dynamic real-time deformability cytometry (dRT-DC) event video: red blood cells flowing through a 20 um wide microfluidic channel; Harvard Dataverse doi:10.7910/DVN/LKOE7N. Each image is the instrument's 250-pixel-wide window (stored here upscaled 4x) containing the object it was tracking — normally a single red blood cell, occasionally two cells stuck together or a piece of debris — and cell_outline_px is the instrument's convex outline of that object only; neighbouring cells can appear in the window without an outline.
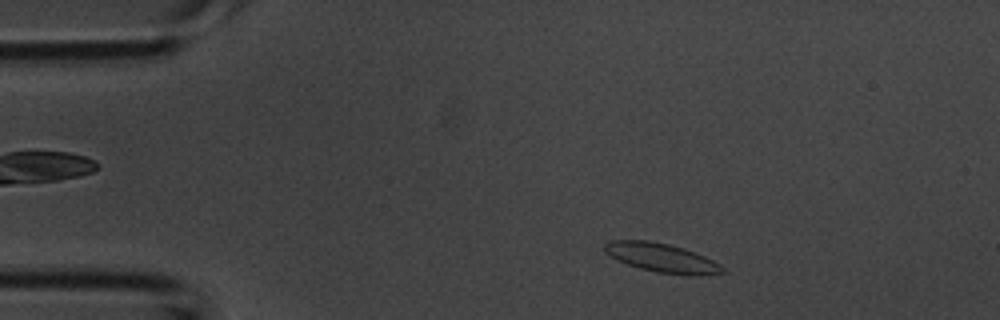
{"species": "common noctule bat (a hibernating species)", "species_latin": "Nyctalus noctula", "temperature_condition": "room temperature", "stored_images_in_passage": 40, "camera_frame_rate_fps": 3000, "um_per_image_px": 0.085, "animal": {"sex": "male", "body_mass_g": 20.1, "forearm_length_mm": 53.5}, "frame": {"image": 1, "passage_image": 4, "time_ms": 1.0, "image_size_px": [1000, 320], "cell_outline_px": [[728, 272], [700, 276], [688, 276], [656, 272], [640, 268], [616, 260], [604, 252], [604, 244], [608, 240], [648, 240], [668, 244], [704, 256], [720, 264]], "centroid_in_image_um": [56.24, 21.93], "position_along_channel_um": 28.8, "area_um2": 20.0}}
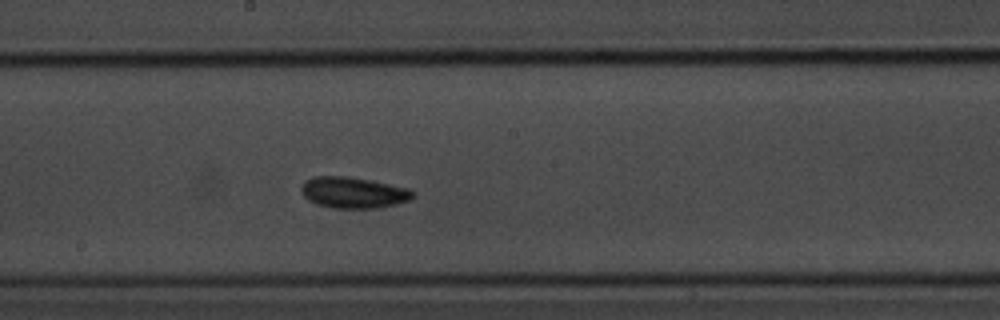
{"frame": {"image": 2, "passage_image": 20, "time_ms": 6.333, "image_size_px": [1000, 320], "cell_outline_px": [[416, 196], [408, 200], [396, 204], [376, 208], [332, 208], [316, 204], [308, 200], [304, 196], [304, 180], [316, 176], [344, 176], [408, 188], [416, 192]], "centroid_in_image_um": [30.06, 16.38], "position_along_channel_um": 218.1, "area_um2": 19.88}}
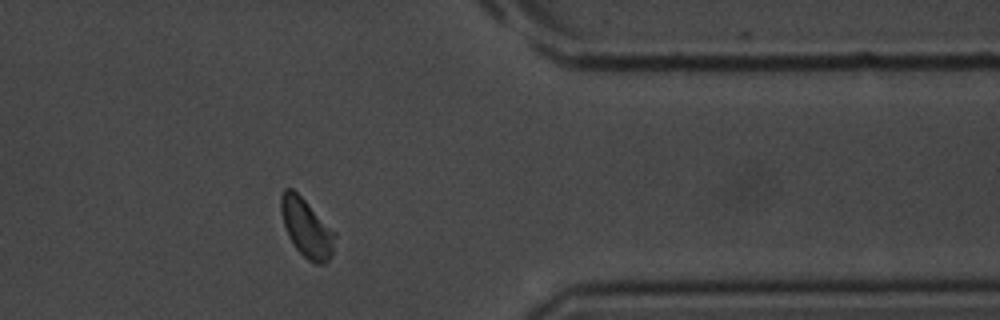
{"frame": {"image": 3, "passage_image": 32, "time_ms": 10.333, "image_size_px": [1000, 320], "cell_outline_px": [[336, 236], [332, 256], [324, 264], [316, 264], [308, 260], [296, 248], [288, 236], [284, 224], [280, 208], [280, 196], [284, 188], [292, 188], [336, 232]], "centroid_in_image_um": [26.07, 19.39], "position_along_channel_um": 385.3, "area_um2": 18.26}}